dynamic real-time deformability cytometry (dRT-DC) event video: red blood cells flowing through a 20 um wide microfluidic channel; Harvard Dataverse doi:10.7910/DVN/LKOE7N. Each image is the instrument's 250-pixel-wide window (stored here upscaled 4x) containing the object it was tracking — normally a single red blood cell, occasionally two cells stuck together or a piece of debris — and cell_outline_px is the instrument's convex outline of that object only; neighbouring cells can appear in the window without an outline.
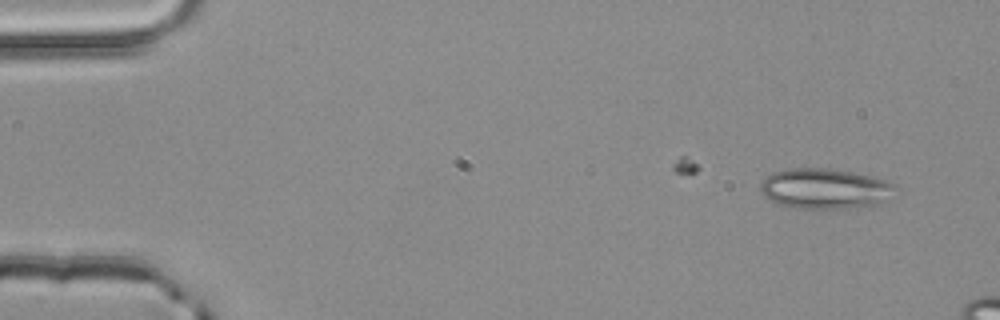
{"species": "common noctule bat (a hibernating species)", "species_latin": "Nyctalus noctula", "temperature_condition": "room temperature", "stored_images_in_passage": 3, "camera_frame_rate_fps": 3000, "um_per_image_px": 0.085, "animal": {"sex": "male", "body_mass_g": 20.4}, "frame": {"image": 1, "passage_image": 3, "time_ms": 0.667, "image_size_px": [1000, 320], "cell_outline_px": [[896, 188], [888, 200], [880, 204], [856, 208], [800, 208], [776, 204], [764, 196], [760, 192], [760, 180], [772, 172], [788, 168], [828, 168], [852, 172], [872, 176], [884, 180], [892, 184]], "centroid_in_image_um": [70.08, 16.03], "position_along_channel_um": 14.9, "area_um2": 32.02}}